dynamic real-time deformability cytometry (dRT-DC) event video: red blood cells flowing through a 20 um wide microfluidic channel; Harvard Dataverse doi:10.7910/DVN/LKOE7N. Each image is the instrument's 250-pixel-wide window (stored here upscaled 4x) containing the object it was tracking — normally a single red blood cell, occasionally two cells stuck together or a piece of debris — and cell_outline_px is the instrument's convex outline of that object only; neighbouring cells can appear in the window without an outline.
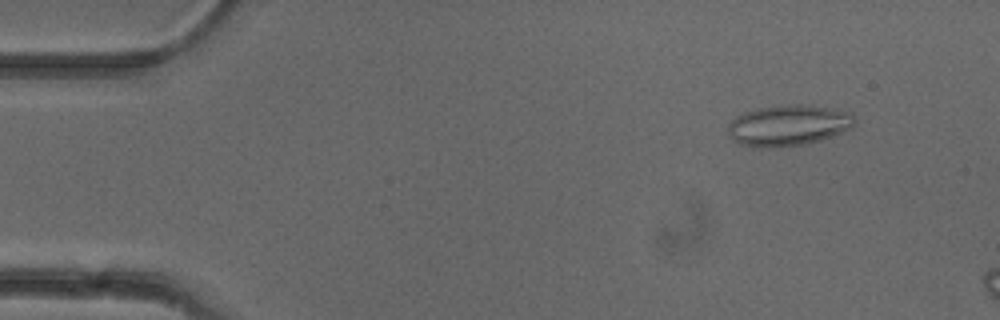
{"species": "common noctule bat (a hibernating species)", "species_latin": "Nyctalus noctula", "temperature_condition": "cold", "stored_images_in_passage": 11, "camera_frame_rate_fps": 3000, "um_per_image_px": 0.085, "animal": {"sex": "female"}, "frame": {"image": 1, "passage_image": 5, "time_ms": 1.333, "image_size_px": [1000, 320], "cell_outline_px": [[856, 120], [848, 128], [832, 136], [808, 144], [772, 148], [748, 148], [736, 144], [732, 140], [728, 132], [728, 124], [736, 116], [744, 112], [760, 108], [796, 104], [808, 104], [852, 112]], "centroid_in_image_um": [66.96, 10.68], "position_along_channel_um": 18.0, "area_um2": 30.52}}